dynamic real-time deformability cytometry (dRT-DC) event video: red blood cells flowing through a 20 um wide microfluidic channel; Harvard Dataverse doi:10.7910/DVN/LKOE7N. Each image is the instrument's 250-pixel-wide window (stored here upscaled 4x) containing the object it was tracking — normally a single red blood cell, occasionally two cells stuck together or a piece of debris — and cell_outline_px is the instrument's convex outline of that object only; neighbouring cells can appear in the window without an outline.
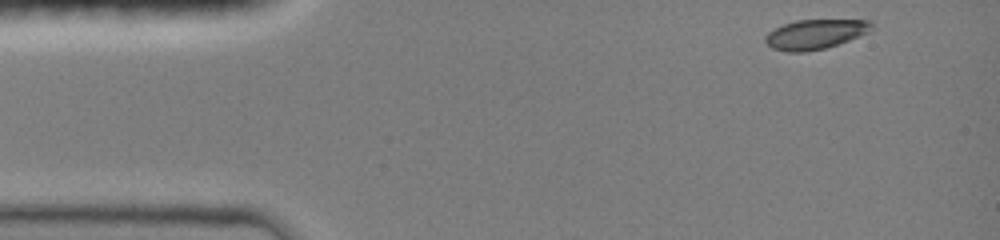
{"species": "common noctule bat (a hibernating species)", "species_latin": "Nyctalus noctula", "temperature_condition": "room temperature", "stored_images_in_passage": 40, "camera_frame_rate_fps": 3000, "um_per_image_px": 0.085, "animal": {"sex": "female", "body_mass_g": 19.0, "forearm_length_mm": 51.5}, "frame": {"image": 1, "passage_image": 1, "time_ms": 0.0, "image_size_px": [1000, 240], "cell_outline_px": [[876, 28], [872, 32], [824, 48], [804, 52], [788, 52], [772, 48], [764, 40], [764, 36], [768, 32], [784, 24], [796, 20], [872, 20]], "centroid_in_image_um": [69.36, 2.9], "position_along_channel_um": 15.6, "area_um2": 18.5}}
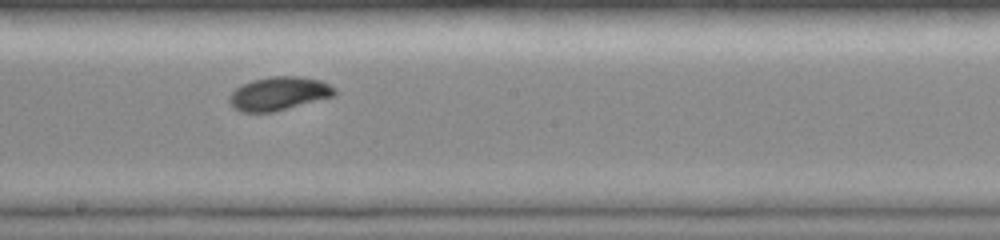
{"frame": {"image": 2, "passage_image": 23, "time_ms": 7.333, "image_size_px": [1000, 240], "cell_outline_px": [[336, 92], [332, 96], [272, 112], [240, 112], [228, 100], [228, 96], [240, 84], [252, 80], [272, 76], [300, 76], [320, 80], [336, 88]], "centroid_in_image_um": [23.67, 7.94], "position_along_channel_um": 224.5, "area_um2": 20.35}}
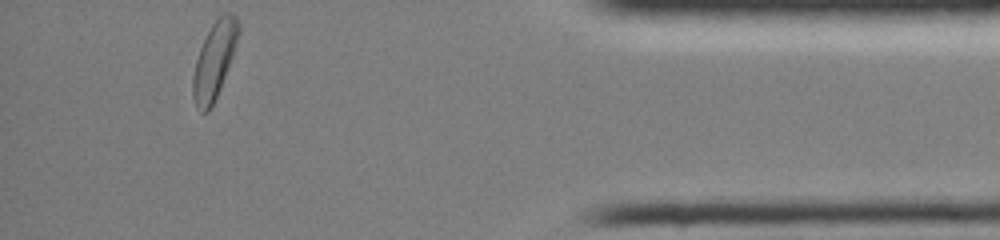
{"frame": {"image": 3, "passage_image": 40, "time_ms": 13.0, "image_size_px": [1000, 240], "cell_outline_px": [[240, 32], [232, 56], [220, 88], [208, 112], [200, 112], [196, 108], [192, 96], [192, 76], [196, 60], [200, 48], [212, 24], [220, 12], [232, 12], [236, 16], [240, 28]], "centroid_in_image_um": [18.21, 5.09], "position_along_channel_um": 417.0, "area_um2": 20.29}, "authors_computed_cell_mechanics": {"area_um2": 19.9121, "velocity_mm_per_s": 4.0174, "shape_relaxation_time_tau1_ms": 3.4832, "shape_relaxation_time_tau2_ms": 3.2537, "deformation_change_tau1": 0.1529, "deformation_change_tau2": 0.0557}}